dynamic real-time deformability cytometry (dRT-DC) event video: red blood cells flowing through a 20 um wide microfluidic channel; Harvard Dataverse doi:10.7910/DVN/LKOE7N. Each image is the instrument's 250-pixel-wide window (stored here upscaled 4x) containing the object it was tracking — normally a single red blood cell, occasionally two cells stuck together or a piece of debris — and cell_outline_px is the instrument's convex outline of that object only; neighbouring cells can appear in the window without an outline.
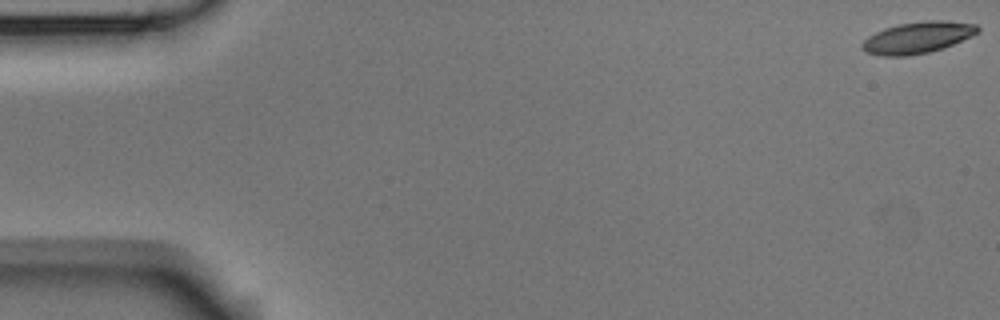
{"species": "Egyptian fruit bat (a non-hibernating species)", "species_latin": "Rousettus aegyptiacus", "temperature_condition": "room temperature", "stored_images_in_passage": 5, "segment_of_instrument_passage": [2, 2], "camera_frame_rate_fps": 3000, "um_per_image_px": 0.085, "animal": {"sex": "male"}, "frame": {"image": 1, "passage_image": 5, "time_ms": 1.333, "image_size_px": [1000, 320], "cell_outline_px": [[980, 32], [972, 36], [944, 48], [928, 52], [908, 56], [884, 56], [864, 52], [860, 48], [860, 44], [868, 36], [884, 28], [900, 24], [928, 20], [948, 20], [976, 24], [980, 28]], "centroid_in_image_um": [78.0, 3.19], "position_along_channel_um": 7.0, "area_um2": 21.44}}